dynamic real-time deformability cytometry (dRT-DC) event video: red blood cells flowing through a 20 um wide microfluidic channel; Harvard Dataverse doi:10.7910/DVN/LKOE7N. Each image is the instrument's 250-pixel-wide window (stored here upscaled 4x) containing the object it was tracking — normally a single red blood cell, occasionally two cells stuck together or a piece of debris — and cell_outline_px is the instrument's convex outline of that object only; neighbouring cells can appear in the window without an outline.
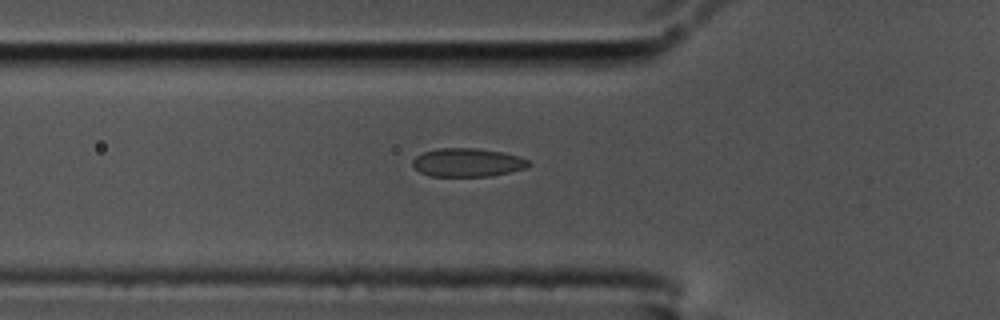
{"species": "common noctule bat (a hibernating species)", "species_latin": "Nyctalus noctula", "temperature_condition": "cold", "stored_images_in_passage": 37, "camera_frame_rate_fps": 3000, "um_per_image_px": 0.085, "animal": {"sex": "male", "body_mass_g": 17.5, "forearm_length_mm": 52.3}, "frame": {"image": 1, "passage_image": 3, "time_ms": 0.667, "image_size_px": [1000, 320], "cell_outline_px": [[532, 164], [524, 168], [508, 172], [488, 176], [432, 176], [420, 172], [412, 164], [412, 160], [416, 156], [424, 152], [440, 148], [476, 148], [504, 152], [520, 156], [528, 160]], "centroid_in_image_um": [39.75, 13.8], "position_along_channel_um": 86.1, "area_um2": 19.13}}
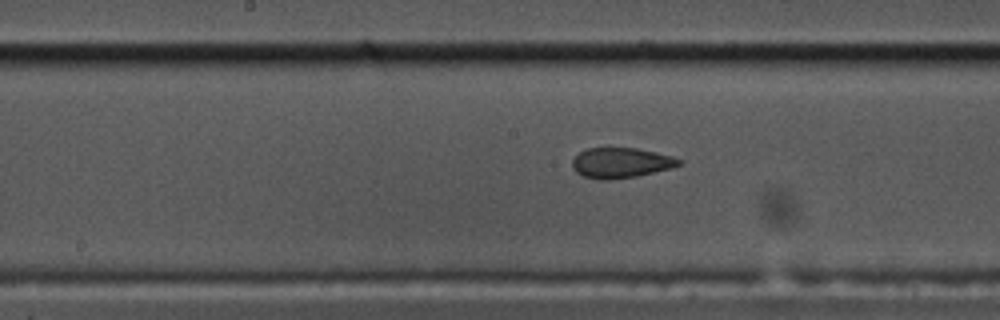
{"frame": {"image": 2, "passage_image": 12, "time_ms": 3.667, "image_size_px": [1000, 320], "cell_outline_px": [[684, 160], [680, 164], [672, 168], [636, 176], [608, 180], [596, 180], [584, 176], [576, 172], [572, 168], [572, 160], [580, 152], [588, 148], [636, 148], [656, 152], [672, 156]], "centroid_in_image_um": [52.78, 13.84], "position_along_channel_um": 195.4, "area_um2": 18.84}}
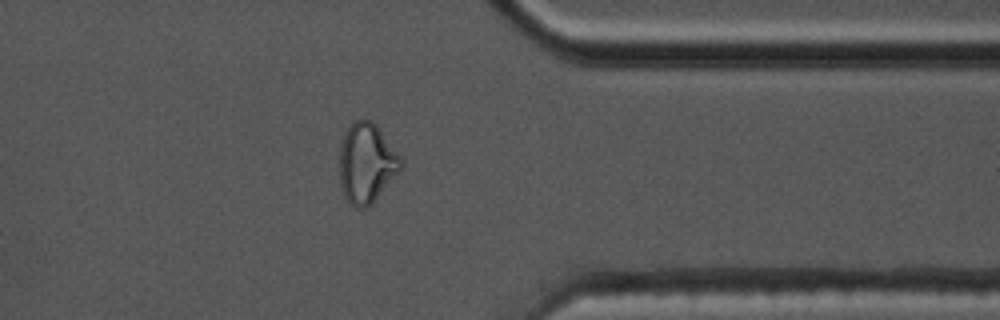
{"frame": {"image": 3, "passage_image": 28, "time_ms": 9.0, "image_size_px": [1000, 320], "cell_outline_px": [[404, 164], [400, 172], [372, 204], [368, 208], [356, 208], [348, 204], [344, 196], [340, 184], [340, 144], [344, 132], [356, 120], [372, 120], [376, 124], [404, 160]], "centroid_in_image_um": [31.18, 13.9], "position_along_channel_um": 380.2, "area_um2": 29.02}, "authors_computed_cell_mechanics": {"area_um2": 19.5942, "velocity_mm_per_s": 3.6323, "shape_relaxation_time_tau1_ms": null, "shape_relaxation_time_tau2_ms": 1.1913, "deformation_change_tau1": null, "deformation_change_tau2": 0.0562}}